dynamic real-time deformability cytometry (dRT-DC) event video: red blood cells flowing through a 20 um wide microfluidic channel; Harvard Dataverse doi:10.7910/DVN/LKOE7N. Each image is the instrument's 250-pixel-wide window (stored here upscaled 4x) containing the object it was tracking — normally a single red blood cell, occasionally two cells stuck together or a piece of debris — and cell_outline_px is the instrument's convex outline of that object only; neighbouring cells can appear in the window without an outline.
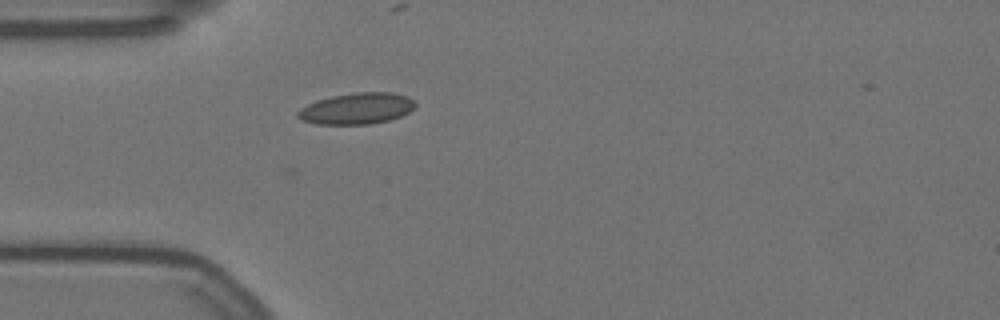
{"species": "Egyptian fruit bat (a non-hibernating species)", "species_latin": "Rousettus aegyptiacus", "temperature_condition": "warm", "stored_images_in_passage": 47, "camera_frame_rate_fps": 3000, "um_per_image_px": 0.085, "animal": {"sex": "female"}, "frame": {"image": 1, "passage_image": 17, "time_ms": 5.333, "image_size_px": [1000, 320], "cell_outline_px": [[416, 104], [408, 112], [400, 116], [388, 120], [368, 124], [316, 124], [300, 120], [296, 116], [296, 112], [300, 108], [316, 100], [332, 96], [356, 92], [392, 92], [408, 96], [416, 100]], "centroid_in_image_um": [30.3, 9.22], "position_along_channel_um": 54.7, "area_um2": 21.5}}
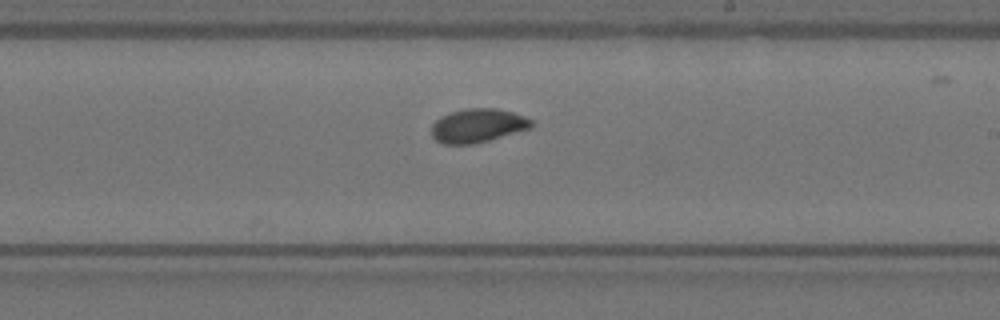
{"frame": {"image": 2, "passage_image": 34, "time_ms": 11.0, "image_size_px": [1000, 320], "cell_outline_px": [[532, 128], [488, 140], [472, 144], [444, 144], [436, 140], [432, 136], [432, 124], [440, 116], [452, 112], [468, 108], [496, 108], [512, 112], [524, 116], [532, 120]], "centroid_in_image_um": [40.6, 10.67], "position_along_channel_um": 248.4, "area_um2": 19.54}}
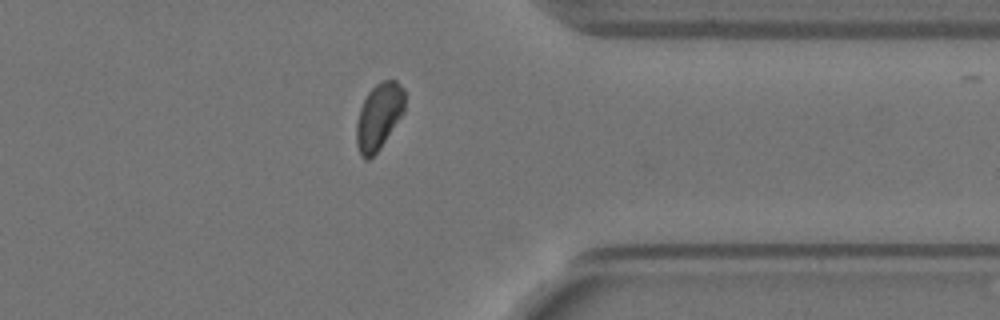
{"frame": {"image": 3, "passage_image": 46, "time_ms": 15.0, "image_size_px": [1000, 320], "cell_outline_px": [[404, 112], [380, 148], [368, 160], [364, 160], [360, 156], [356, 144], [356, 124], [360, 108], [368, 92], [376, 84], [384, 80], [396, 80], [404, 88]], "centroid_in_image_um": [32.19, 9.9], "position_along_channel_um": 379.2, "area_um2": 18.67}}